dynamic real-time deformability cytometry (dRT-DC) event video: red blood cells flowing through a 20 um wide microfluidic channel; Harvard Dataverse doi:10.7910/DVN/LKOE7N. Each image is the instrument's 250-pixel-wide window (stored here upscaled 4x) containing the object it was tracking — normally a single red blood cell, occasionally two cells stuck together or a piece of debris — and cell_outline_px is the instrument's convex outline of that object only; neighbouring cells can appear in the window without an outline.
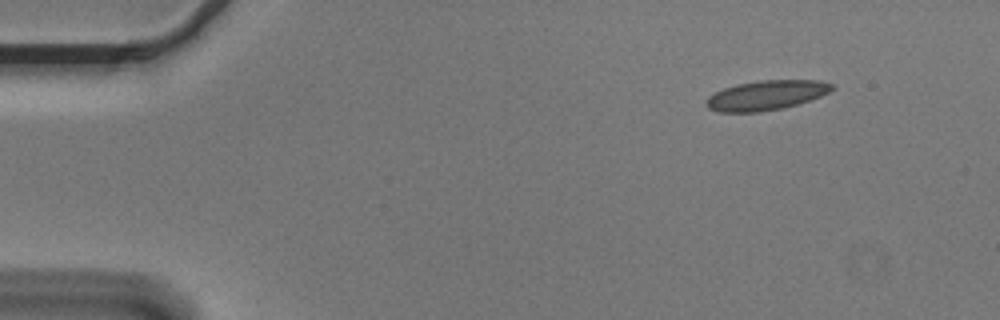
{"species": "Egyptian fruit bat (a non-hibernating species)", "species_latin": "Rousettus aegyptiacus", "temperature_condition": "cold", "stored_images_in_passage": 5, "camera_frame_rate_fps": 3000, "um_per_image_px": 0.085, "animal": {"sex": "male"}, "frame": {"image": 1, "passage_image": 1, "time_ms": 0.0, "image_size_px": [1000, 320], "cell_outline_px": [[836, 88], [820, 96], [784, 108], [760, 112], [720, 112], [708, 108], [708, 96], [724, 88], [736, 84], [760, 80], [820, 80], [832, 84]], "centroid_in_image_um": [65.15, 8.09], "position_along_channel_um": 19.8, "area_um2": 21.56}}
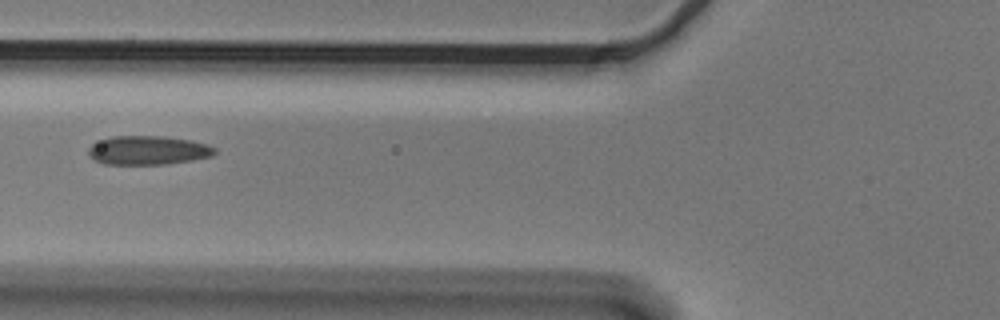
{"frame": {"image": 2, "passage_image": 4, "time_ms": 1.0, "image_size_px": [1000, 320], "cell_outline_px": [[216, 152], [212, 156], [192, 160], [164, 164], [104, 164], [88, 156], [88, 148], [92, 144], [100, 140], [112, 136], [164, 136], [192, 140], [208, 144], [216, 148]], "centroid_in_image_um": [12.59, 12.77], "position_along_channel_um": 113.2, "area_um2": 21.39}}